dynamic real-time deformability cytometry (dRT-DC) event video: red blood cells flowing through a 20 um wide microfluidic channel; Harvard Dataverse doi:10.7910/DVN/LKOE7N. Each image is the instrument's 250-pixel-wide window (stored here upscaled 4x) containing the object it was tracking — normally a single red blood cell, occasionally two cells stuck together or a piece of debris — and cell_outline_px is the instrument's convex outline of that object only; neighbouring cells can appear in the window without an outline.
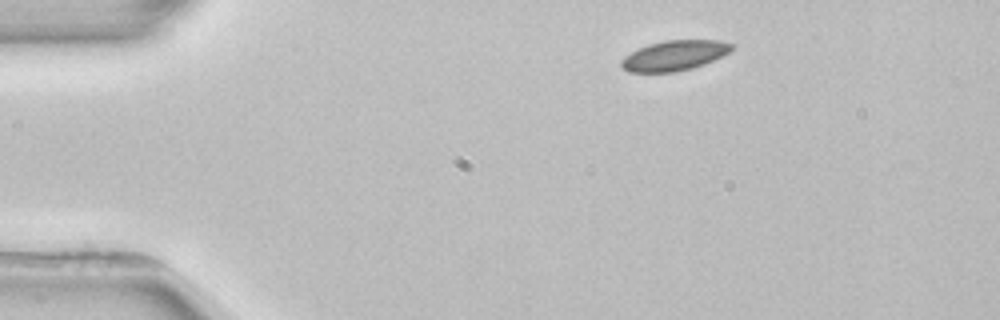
{"species": "common noctule bat (a hibernating species)", "species_latin": "Nyctalus noctula", "temperature_condition": "room temperature", "stored_images_in_passage": 3, "camera_frame_rate_fps": 3000, "um_per_image_px": 0.085, "animal": {"sex": "female", "body_mass_g": 22.7, "forearm_length_mm": 54.2}, "frame": {"image": 1, "passage_image": 1, "time_ms": 0.0, "image_size_px": [1000, 320], "cell_outline_px": [[736, 48], [704, 64], [692, 68], [676, 72], [628, 72], [620, 64], [620, 60], [624, 56], [648, 44], [664, 40], [720, 40], [736, 44]], "centroid_in_image_um": [57.34, 4.71], "position_along_channel_um": 27.7, "area_um2": 19.42}}
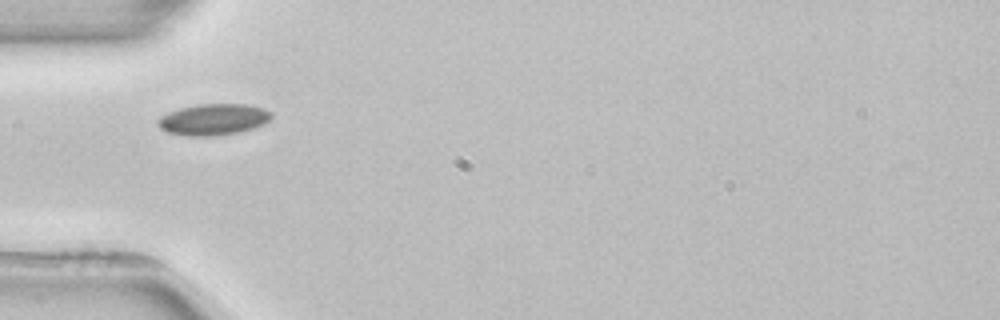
{"frame": {"image": 2, "passage_image": 3, "time_ms": 2.667, "image_size_px": [1000, 320], "cell_outline_px": [[272, 116], [264, 124], [252, 128], [236, 132], [216, 136], [184, 136], [168, 132], [160, 128], [156, 124], [156, 120], [160, 116], [168, 112], [180, 108], [200, 104], [248, 104], [264, 108], [272, 112]], "centroid_in_image_um": [18.11, 10.15], "position_along_channel_um": 66.9, "area_um2": 20.81}}